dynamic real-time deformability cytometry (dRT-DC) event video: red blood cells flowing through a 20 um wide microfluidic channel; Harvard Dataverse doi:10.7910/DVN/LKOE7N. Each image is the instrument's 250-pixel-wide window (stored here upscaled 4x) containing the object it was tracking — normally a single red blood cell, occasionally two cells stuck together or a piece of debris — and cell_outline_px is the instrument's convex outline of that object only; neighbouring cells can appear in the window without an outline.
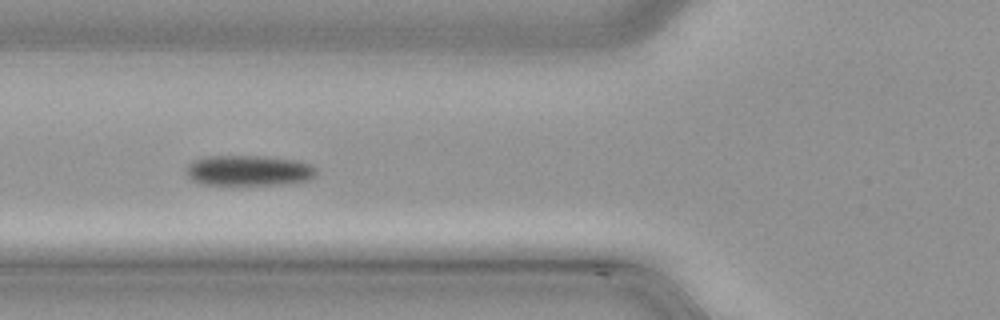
{"species": "common noctule bat (a hibernating species)", "species_latin": "Nyctalus noctula", "temperature_condition": "cold", "stored_images_in_passage": 32, "camera_frame_rate_fps": 3000, "um_per_image_px": 0.085, "animal": {"sex": "male", "body_mass_g": 21.5, "forearm_length_mm": 52.0}, "frame": {"image": 1, "passage_image": 14, "time_ms": 4.333, "image_size_px": [1000, 320], "cell_outline_px": [[316, 176], [308, 180], [284, 184], [200, 184], [192, 180], [184, 172], [184, 168], [192, 160], [208, 156], [256, 156], [296, 160], [308, 164], [316, 168]], "centroid_in_image_um": [21.09, 14.49], "position_along_channel_um": 104.7, "area_um2": 23.06}}
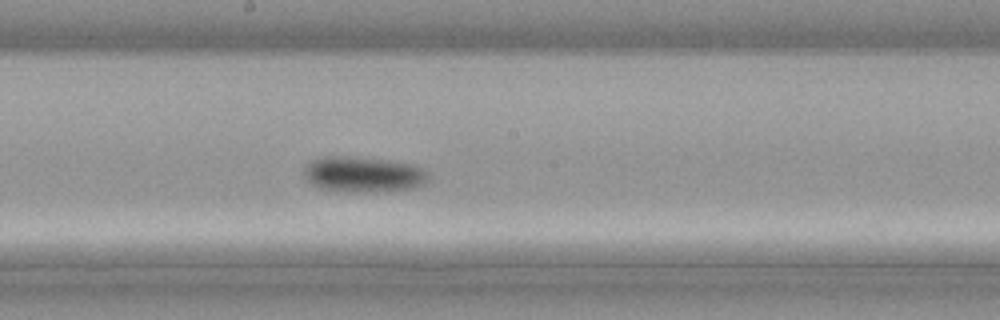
{"frame": {"image": 2, "passage_image": 22, "time_ms": 7.0, "image_size_px": [1000, 320], "cell_outline_px": [[428, 184], [412, 188], [376, 192], [348, 192], [320, 188], [312, 184], [304, 176], [304, 168], [312, 160], [328, 156], [340, 156], [388, 160], [412, 164], [428, 172]], "centroid_in_image_um": [30.91, 14.84], "position_along_channel_um": 217.3, "area_um2": 25.78}}
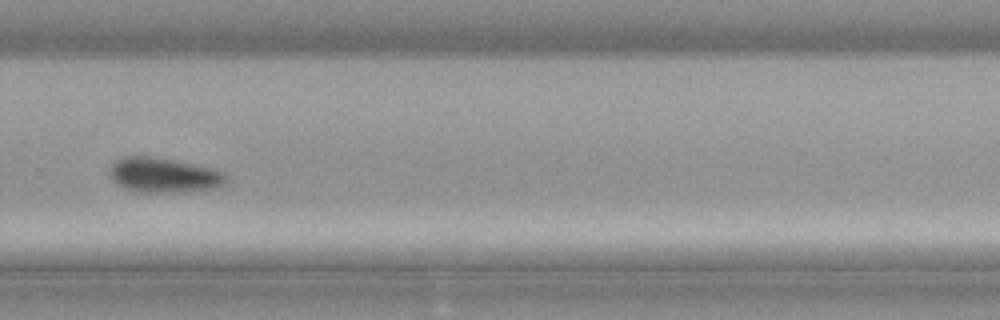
{"frame": {"image": 3, "passage_image": 29, "time_ms": 9.333, "image_size_px": [1000, 320], "cell_outline_px": [[228, 180], [224, 184], [216, 188], [180, 192], [140, 192], [124, 188], [112, 180], [108, 172], [108, 168], [116, 160], [124, 156], [148, 156], [192, 164], [212, 168], [224, 172], [228, 176]], "centroid_in_image_um": [13.91, 14.89], "position_along_channel_um": 315.9, "area_um2": 23.64}}